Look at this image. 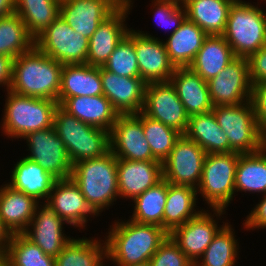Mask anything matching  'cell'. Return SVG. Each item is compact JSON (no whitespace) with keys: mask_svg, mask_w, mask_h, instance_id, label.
<instances>
[{"mask_svg":"<svg viewBox=\"0 0 266 266\" xmlns=\"http://www.w3.org/2000/svg\"><path fill=\"white\" fill-rule=\"evenodd\" d=\"M125 0H62L60 17L70 27L90 39L101 22Z\"/></svg>","mask_w":266,"mask_h":266,"instance_id":"obj_20","label":"cell"},{"mask_svg":"<svg viewBox=\"0 0 266 266\" xmlns=\"http://www.w3.org/2000/svg\"><path fill=\"white\" fill-rule=\"evenodd\" d=\"M14 12V0H0V18Z\"/></svg>","mask_w":266,"mask_h":266,"instance_id":"obj_49","label":"cell"},{"mask_svg":"<svg viewBox=\"0 0 266 266\" xmlns=\"http://www.w3.org/2000/svg\"><path fill=\"white\" fill-rule=\"evenodd\" d=\"M117 219L103 236L110 265L128 266L148 262L169 236L158 225L138 223L119 217Z\"/></svg>","mask_w":266,"mask_h":266,"instance_id":"obj_1","label":"cell"},{"mask_svg":"<svg viewBox=\"0 0 266 266\" xmlns=\"http://www.w3.org/2000/svg\"><path fill=\"white\" fill-rule=\"evenodd\" d=\"M107 261H108V259L106 258V259H104L103 261H102V263L99 265V266H109V263H107ZM108 264H106V263Z\"/></svg>","mask_w":266,"mask_h":266,"instance_id":"obj_53","label":"cell"},{"mask_svg":"<svg viewBox=\"0 0 266 266\" xmlns=\"http://www.w3.org/2000/svg\"><path fill=\"white\" fill-rule=\"evenodd\" d=\"M110 151L117 159L156 160L144 137L142 112L117 116L110 131Z\"/></svg>","mask_w":266,"mask_h":266,"instance_id":"obj_16","label":"cell"},{"mask_svg":"<svg viewBox=\"0 0 266 266\" xmlns=\"http://www.w3.org/2000/svg\"><path fill=\"white\" fill-rule=\"evenodd\" d=\"M35 46L61 64H87L89 39L74 31L60 16L35 39Z\"/></svg>","mask_w":266,"mask_h":266,"instance_id":"obj_9","label":"cell"},{"mask_svg":"<svg viewBox=\"0 0 266 266\" xmlns=\"http://www.w3.org/2000/svg\"><path fill=\"white\" fill-rule=\"evenodd\" d=\"M260 1H263V3H266V0H260ZM265 1V2H264ZM266 5V4H265ZM262 10H263V13H264V17H265V21H266V9H264L263 7H262ZM265 10V11H264Z\"/></svg>","mask_w":266,"mask_h":266,"instance_id":"obj_54","label":"cell"},{"mask_svg":"<svg viewBox=\"0 0 266 266\" xmlns=\"http://www.w3.org/2000/svg\"><path fill=\"white\" fill-rule=\"evenodd\" d=\"M236 0H187L182 5L186 18L207 35H223L230 7Z\"/></svg>","mask_w":266,"mask_h":266,"instance_id":"obj_30","label":"cell"},{"mask_svg":"<svg viewBox=\"0 0 266 266\" xmlns=\"http://www.w3.org/2000/svg\"><path fill=\"white\" fill-rule=\"evenodd\" d=\"M65 224L47 201H38L35 214L22 234L46 255L56 258L73 238L64 233Z\"/></svg>","mask_w":266,"mask_h":266,"instance_id":"obj_17","label":"cell"},{"mask_svg":"<svg viewBox=\"0 0 266 266\" xmlns=\"http://www.w3.org/2000/svg\"><path fill=\"white\" fill-rule=\"evenodd\" d=\"M71 178L99 216L112 208L119 198L117 158L111 151L101 157L75 163Z\"/></svg>","mask_w":266,"mask_h":266,"instance_id":"obj_3","label":"cell"},{"mask_svg":"<svg viewBox=\"0 0 266 266\" xmlns=\"http://www.w3.org/2000/svg\"><path fill=\"white\" fill-rule=\"evenodd\" d=\"M184 135L207 154L230 152L228 137L217 123L213 111L190 116Z\"/></svg>","mask_w":266,"mask_h":266,"instance_id":"obj_32","label":"cell"},{"mask_svg":"<svg viewBox=\"0 0 266 266\" xmlns=\"http://www.w3.org/2000/svg\"><path fill=\"white\" fill-rule=\"evenodd\" d=\"M247 59L251 84L266 82V45Z\"/></svg>","mask_w":266,"mask_h":266,"instance_id":"obj_46","label":"cell"},{"mask_svg":"<svg viewBox=\"0 0 266 266\" xmlns=\"http://www.w3.org/2000/svg\"><path fill=\"white\" fill-rule=\"evenodd\" d=\"M234 230L231 223L227 222L194 266H236L240 255V242L235 238L237 236Z\"/></svg>","mask_w":266,"mask_h":266,"instance_id":"obj_36","label":"cell"},{"mask_svg":"<svg viewBox=\"0 0 266 266\" xmlns=\"http://www.w3.org/2000/svg\"><path fill=\"white\" fill-rule=\"evenodd\" d=\"M5 105L0 123L1 135L13 141L24 138L28 133L53 127L58 102L5 91Z\"/></svg>","mask_w":266,"mask_h":266,"instance_id":"obj_4","label":"cell"},{"mask_svg":"<svg viewBox=\"0 0 266 266\" xmlns=\"http://www.w3.org/2000/svg\"><path fill=\"white\" fill-rule=\"evenodd\" d=\"M266 194V153L261 149L254 153L240 154L236 166L235 194Z\"/></svg>","mask_w":266,"mask_h":266,"instance_id":"obj_34","label":"cell"},{"mask_svg":"<svg viewBox=\"0 0 266 266\" xmlns=\"http://www.w3.org/2000/svg\"><path fill=\"white\" fill-rule=\"evenodd\" d=\"M18 160L11 169L10 179L7 180L9 182L5 183L17 191L34 197L37 201H47L57 179L39 164L24 156Z\"/></svg>","mask_w":266,"mask_h":266,"instance_id":"obj_25","label":"cell"},{"mask_svg":"<svg viewBox=\"0 0 266 266\" xmlns=\"http://www.w3.org/2000/svg\"><path fill=\"white\" fill-rule=\"evenodd\" d=\"M47 202L68 224L67 226L78 228L81 233V229L86 230L87 223L91 218L99 217L87 203L80 188L72 178L56 180Z\"/></svg>","mask_w":266,"mask_h":266,"instance_id":"obj_19","label":"cell"},{"mask_svg":"<svg viewBox=\"0 0 266 266\" xmlns=\"http://www.w3.org/2000/svg\"><path fill=\"white\" fill-rule=\"evenodd\" d=\"M103 68L122 77L140 78L132 27L125 38L116 46Z\"/></svg>","mask_w":266,"mask_h":266,"instance_id":"obj_41","label":"cell"},{"mask_svg":"<svg viewBox=\"0 0 266 266\" xmlns=\"http://www.w3.org/2000/svg\"><path fill=\"white\" fill-rule=\"evenodd\" d=\"M103 95L120 114L142 111L147 84L137 77H122L100 67Z\"/></svg>","mask_w":266,"mask_h":266,"instance_id":"obj_21","label":"cell"},{"mask_svg":"<svg viewBox=\"0 0 266 266\" xmlns=\"http://www.w3.org/2000/svg\"><path fill=\"white\" fill-rule=\"evenodd\" d=\"M53 128L62 139L72 165L110 151L109 131L80 121L59 105L55 109Z\"/></svg>","mask_w":266,"mask_h":266,"instance_id":"obj_5","label":"cell"},{"mask_svg":"<svg viewBox=\"0 0 266 266\" xmlns=\"http://www.w3.org/2000/svg\"><path fill=\"white\" fill-rule=\"evenodd\" d=\"M12 266H56V260L23 234H13L4 256Z\"/></svg>","mask_w":266,"mask_h":266,"instance_id":"obj_39","label":"cell"},{"mask_svg":"<svg viewBox=\"0 0 266 266\" xmlns=\"http://www.w3.org/2000/svg\"><path fill=\"white\" fill-rule=\"evenodd\" d=\"M208 35L187 18L179 29L163 39L168 57L175 67H188Z\"/></svg>","mask_w":266,"mask_h":266,"instance_id":"obj_27","label":"cell"},{"mask_svg":"<svg viewBox=\"0 0 266 266\" xmlns=\"http://www.w3.org/2000/svg\"><path fill=\"white\" fill-rule=\"evenodd\" d=\"M101 238L73 237L55 258L56 266H99L107 258L106 242Z\"/></svg>","mask_w":266,"mask_h":266,"instance_id":"obj_33","label":"cell"},{"mask_svg":"<svg viewBox=\"0 0 266 266\" xmlns=\"http://www.w3.org/2000/svg\"><path fill=\"white\" fill-rule=\"evenodd\" d=\"M128 266H151V265L148 261V262H144V263H140V264H132V265H128Z\"/></svg>","mask_w":266,"mask_h":266,"instance_id":"obj_52","label":"cell"},{"mask_svg":"<svg viewBox=\"0 0 266 266\" xmlns=\"http://www.w3.org/2000/svg\"><path fill=\"white\" fill-rule=\"evenodd\" d=\"M217 123L229 140L230 152L254 153L262 149V134L250 101L236 105L214 106Z\"/></svg>","mask_w":266,"mask_h":266,"instance_id":"obj_8","label":"cell"},{"mask_svg":"<svg viewBox=\"0 0 266 266\" xmlns=\"http://www.w3.org/2000/svg\"><path fill=\"white\" fill-rule=\"evenodd\" d=\"M241 153L206 154L202 177L197 187V196L203 198L207 209H223L235 198V176L238 158ZM234 197V198H233Z\"/></svg>","mask_w":266,"mask_h":266,"instance_id":"obj_7","label":"cell"},{"mask_svg":"<svg viewBox=\"0 0 266 266\" xmlns=\"http://www.w3.org/2000/svg\"><path fill=\"white\" fill-rule=\"evenodd\" d=\"M206 154L196 142L181 135L163 162V178L174 185L197 189Z\"/></svg>","mask_w":266,"mask_h":266,"instance_id":"obj_13","label":"cell"},{"mask_svg":"<svg viewBox=\"0 0 266 266\" xmlns=\"http://www.w3.org/2000/svg\"><path fill=\"white\" fill-rule=\"evenodd\" d=\"M250 102L258 128L263 134L266 131V82L251 84Z\"/></svg>","mask_w":266,"mask_h":266,"instance_id":"obj_44","label":"cell"},{"mask_svg":"<svg viewBox=\"0 0 266 266\" xmlns=\"http://www.w3.org/2000/svg\"><path fill=\"white\" fill-rule=\"evenodd\" d=\"M117 179L119 199L133 201L163 179V163L117 159Z\"/></svg>","mask_w":266,"mask_h":266,"instance_id":"obj_22","label":"cell"},{"mask_svg":"<svg viewBox=\"0 0 266 266\" xmlns=\"http://www.w3.org/2000/svg\"><path fill=\"white\" fill-rule=\"evenodd\" d=\"M103 95L100 67L89 64H64L58 98Z\"/></svg>","mask_w":266,"mask_h":266,"instance_id":"obj_28","label":"cell"},{"mask_svg":"<svg viewBox=\"0 0 266 266\" xmlns=\"http://www.w3.org/2000/svg\"><path fill=\"white\" fill-rule=\"evenodd\" d=\"M60 0H14V11L36 39L60 16Z\"/></svg>","mask_w":266,"mask_h":266,"instance_id":"obj_35","label":"cell"},{"mask_svg":"<svg viewBox=\"0 0 266 266\" xmlns=\"http://www.w3.org/2000/svg\"><path fill=\"white\" fill-rule=\"evenodd\" d=\"M168 193V182L163 178L156 185L137 196L129 218L138 223L154 224L163 228V213Z\"/></svg>","mask_w":266,"mask_h":266,"instance_id":"obj_37","label":"cell"},{"mask_svg":"<svg viewBox=\"0 0 266 266\" xmlns=\"http://www.w3.org/2000/svg\"><path fill=\"white\" fill-rule=\"evenodd\" d=\"M208 82L213 106H227L250 101L251 81L246 57H236Z\"/></svg>","mask_w":266,"mask_h":266,"instance_id":"obj_14","label":"cell"},{"mask_svg":"<svg viewBox=\"0 0 266 266\" xmlns=\"http://www.w3.org/2000/svg\"><path fill=\"white\" fill-rule=\"evenodd\" d=\"M151 2L150 10L153 12L154 22L156 19L158 26L167 29L165 30L169 33L165 32L167 35L176 32L186 18L184 6L177 0H151Z\"/></svg>","mask_w":266,"mask_h":266,"instance_id":"obj_42","label":"cell"},{"mask_svg":"<svg viewBox=\"0 0 266 266\" xmlns=\"http://www.w3.org/2000/svg\"><path fill=\"white\" fill-rule=\"evenodd\" d=\"M254 3L236 0L230 7L223 36L236 57L248 58L266 45V21L262 5L260 1Z\"/></svg>","mask_w":266,"mask_h":266,"instance_id":"obj_6","label":"cell"},{"mask_svg":"<svg viewBox=\"0 0 266 266\" xmlns=\"http://www.w3.org/2000/svg\"><path fill=\"white\" fill-rule=\"evenodd\" d=\"M134 48L140 78L146 84L170 81L176 67L168 57L163 39L136 28L134 29Z\"/></svg>","mask_w":266,"mask_h":266,"instance_id":"obj_18","label":"cell"},{"mask_svg":"<svg viewBox=\"0 0 266 266\" xmlns=\"http://www.w3.org/2000/svg\"><path fill=\"white\" fill-rule=\"evenodd\" d=\"M180 4H183L184 2H186L187 0H177Z\"/></svg>","mask_w":266,"mask_h":266,"instance_id":"obj_55","label":"cell"},{"mask_svg":"<svg viewBox=\"0 0 266 266\" xmlns=\"http://www.w3.org/2000/svg\"><path fill=\"white\" fill-rule=\"evenodd\" d=\"M142 126L144 137L150 145L153 157L163 163L169 157L176 141L182 134L143 113Z\"/></svg>","mask_w":266,"mask_h":266,"instance_id":"obj_40","label":"cell"},{"mask_svg":"<svg viewBox=\"0 0 266 266\" xmlns=\"http://www.w3.org/2000/svg\"><path fill=\"white\" fill-rule=\"evenodd\" d=\"M14 60L15 58L0 55V87H4L6 91L11 85Z\"/></svg>","mask_w":266,"mask_h":266,"instance_id":"obj_47","label":"cell"},{"mask_svg":"<svg viewBox=\"0 0 266 266\" xmlns=\"http://www.w3.org/2000/svg\"><path fill=\"white\" fill-rule=\"evenodd\" d=\"M3 183L0 186V219L12 234H22L35 214L38 201Z\"/></svg>","mask_w":266,"mask_h":266,"instance_id":"obj_26","label":"cell"},{"mask_svg":"<svg viewBox=\"0 0 266 266\" xmlns=\"http://www.w3.org/2000/svg\"><path fill=\"white\" fill-rule=\"evenodd\" d=\"M235 58L223 35H208L188 67L203 80L209 81Z\"/></svg>","mask_w":266,"mask_h":266,"instance_id":"obj_31","label":"cell"},{"mask_svg":"<svg viewBox=\"0 0 266 266\" xmlns=\"http://www.w3.org/2000/svg\"><path fill=\"white\" fill-rule=\"evenodd\" d=\"M58 104L80 121L109 132L119 115L104 95L58 98Z\"/></svg>","mask_w":266,"mask_h":266,"instance_id":"obj_24","label":"cell"},{"mask_svg":"<svg viewBox=\"0 0 266 266\" xmlns=\"http://www.w3.org/2000/svg\"><path fill=\"white\" fill-rule=\"evenodd\" d=\"M12 235L13 234L9 231V229L4 225V223L0 219V257L5 256Z\"/></svg>","mask_w":266,"mask_h":266,"instance_id":"obj_48","label":"cell"},{"mask_svg":"<svg viewBox=\"0 0 266 266\" xmlns=\"http://www.w3.org/2000/svg\"><path fill=\"white\" fill-rule=\"evenodd\" d=\"M35 39L15 12L0 18V55L16 58L30 51Z\"/></svg>","mask_w":266,"mask_h":266,"instance_id":"obj_38","label":"cell"},{"mask_svg":"<svg viewBox=\"0 0 266 266\" xmlns=\"http://www.w3.org/2000/svg\"><path fill=\"white\" fill-rule=\"evenodd\" d=\"M198 199L200 198L197 196L196 189L168 183L163 229L169 234L173 229L195 218L203 210L196 204Z\"/></svg>","mask_w":266,"mask_h":266,"instance_id":"obj_29","label":"cell"},{"mask_svg":"<svg viewBox=\"0 0 266 266\" xmlns=\"http://www.w3.org/2000/svg\"><path fill=\"white\" fill-rule=\"evenodd\" d=\"M0 266H12V265L5 257H0Z\"/></svg>","mask_w":266,"mask_h":266,"instance_id":"obj_50","label":"cell"},{"mask_svg":"<svg viewBox=\"0 0 266 266\" xmlns=\"http://www.w3.org/2000/svg\"><path fill=\"white\" fill-rule=\"evenodd\" d=\"M63 64L36 46L15 58L9 90L15 94L58 102Z\"/></svg>","mask_w":266,"mask_h":266,"instance_id":"obj_2","label":"cell"},{"mask_svg":"<svg viewBox=\"0 0 266 266\" xmlns=\"http://www.w3.org/2000/svg\"><path fill=\"white\" fill-rule=\"evenodd\" d=\"M170 81L189 117L210 112L214 108L208 82L189 67H176Z\"/></svg>","mask_w":266,"mask_h":266,"instance_id":"obj_23","label":"cell"},{"mask_svg":"<svg viewBox=\"0 0 266 266\" xmlns=\"http://www.w3.org/2000/svg\"><path fill=\"white\" fill-rule=\"evenodd\" d=\"M262 150L266 153V131L262 134Z\"/></svg>","mask_w":266,"mask_h":266,"instance_id":"obj_51","label":"cell"},{"mask_svg":"<svg viewBox=\"0 0 266 266\" xmlns=\"http://www.w3.org/2000/svg\"><path fill=\"white\" fill-rule=\"evenodd\" d=\"M26 158L39 164L57 180L71 178L72 163L62 139L53 127L28 133Z\"/></svg>","mask_w":266,"mask_h":266,"instance_id":"obj_11","label":"cell"},{"mask_svg":"<svg viewBox=\"0 0 266 266\" xmlns=\"http://www.w3.org/2000/svg\"><path fill=\"white\" fill-rule=\"evenodd\" d=\"M262 198V199H261ZM257 204L252 207L249 214L245 217L244 222L242 223L244 231L249 230H264L266 229V194L260 196Z\"/></svg>","mask_w":266,"mask_h":266,"instance_id":"obj_45","label":"cell"},{"mask_svg":"<svg viewBox=\"0 0 266 266\" xmlns=\"http://www.w3.org/2000/svg\"><path fill=\"white\" fill-rule=\"evenodd\" d=\"M134 0H125L108 18L99 24L89 39L87 64L103 67L116 46L128 31L127 18L134 6Z\"/></svg>","mask_w":266,"mask_h":266,"instance_id":"obj_15","label":"cell"},{"mask_svg":"<svg viewBox=\"0 0 266 266\" xmlns=\"http://www.w3.org/2000/svg\"><path fill=\"white\" fill-rule=\"evenodd\" d=\"M149 263L151 266H194L169 236L159 246Z\"/></svg>","mask_w":266,"mask_h":266,"instance_id":"obj_43","label":"cell"},{"mask_svg":"<svg viewBox=\"0 0 266 266\" xmlns=\"http://www.w3.org/2000/svg\"><path fill=\"white\" fill-rule=\"evenodd\" d=\"M226 212L223 209L204 208L195 218L173 229L169 237L195 264L211 244L214 236L228 222L226 220L221 222L222 225L218 224L219 220L226 218L223 216Z\"/></svg>","mask_w":266,"mask_h":266,"instance_id":"obj_10","label":"cell"},{"mask_svg":"<svg viewBox=\"0 0 266 266\" xmlns=\"http://www.w3.org/2000/svg\"><path fill=\"white\" fill-rule=\"evenodd\" d=\"M141 112L182 135L188 127L189 116L171 81L147 83Z\"/></svg>","mask_w":266,"mask_h":266,"instance_id":"obj_12","label":"cell"}]
</instances>
